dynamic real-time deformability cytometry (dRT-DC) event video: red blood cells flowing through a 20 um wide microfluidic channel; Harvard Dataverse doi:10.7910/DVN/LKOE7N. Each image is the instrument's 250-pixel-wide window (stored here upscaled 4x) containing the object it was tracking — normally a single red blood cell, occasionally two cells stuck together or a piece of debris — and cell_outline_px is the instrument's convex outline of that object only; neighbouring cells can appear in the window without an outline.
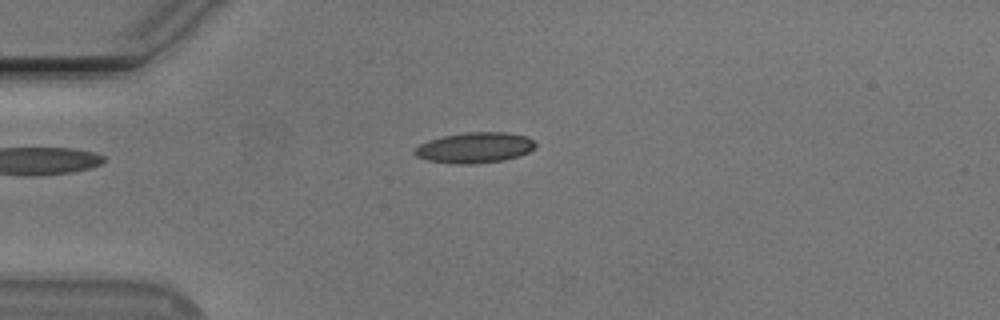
{"species": "Egyptian fruit bat (a non-hibernating species)", "species_latin": "Rousettus aegyptiacus", "temperature_condition": "cold", "stored_images_in_passage": 41, "camera_frame_rate_fps": 3000, "um_per_image_px": 0.085, "animal": {"sex": "male"}, "frame": {"image": 1, "passage_image": 1, "time_ms": 0.0, "image_size_px": [1000, 320], "cell_outline_px": [[536, 148], [520, 156], [504, 160], [472, 164], [460, 164], [428, 160], [416, 156], [412, 152], [420, 144], [428, 140], [444, 136], [464, 132], [508, 132], [528, 136], [536, 144]], "centroid_in_image_um": [40.39, 12.54], "position_along_channel_um": 44.6, "area_um2": 21.62}}
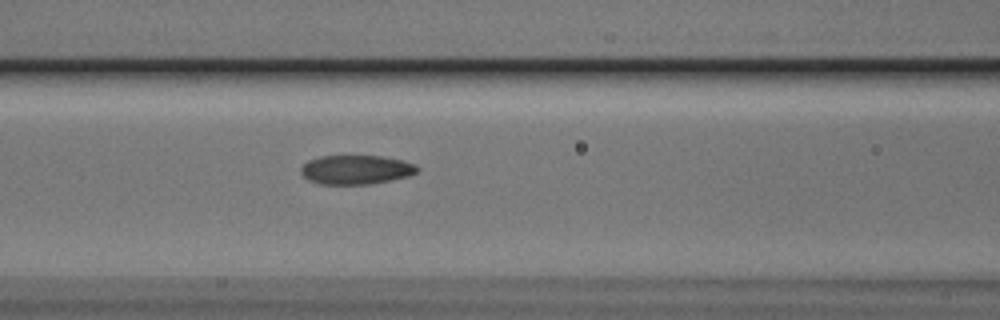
{"frame": {"image": 2, "passage_image": 10, "time_ms": 3.0, "image_size_px": [1000, 320], "cell_outline_px": [[420, 168], [416, 172], [408, 176], [392, 180], [372, 184], [320, 184], [308, 180], [300, 172], [300, 168], [308, 160], [320, 156], [380, 156], [404, 160], [416, 164]], "centroid_in_image_um": [30.28, 14.42], "position_along_channel_um": 136.3, "area_um2": 19.88}}
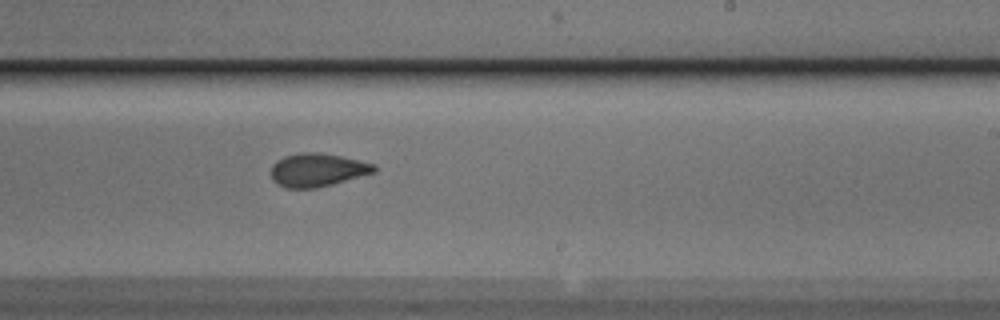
{"frame": {"image": 3, "passage_image": 20, "time_ms": 6.333, "image_size_px": [1000, 320], "cell_outline_px": [[376, 172], [332, 184], [316, 188], [284, 188], [276, 184], [272, 180], [272, 164], [276, 160], [284, 156], [300, 152], [320, 152], [340, 156], [376, 164]], "centroid_in_image_um": [26.96, 14.44], "position_along_channel_um": 262.0, "area_um2": 20.11}, "authors_computed_cell_mechanics": {"area_um2": 20.0566, "velocity_mm_per_s": 3.7753, "shape_relaxation_time_tau1_ms": 4.8748, "shape_relaxation_time_tau2_ms": 2.1834, "deformation_change_tau1": 0.142, "deformation_change_tau2": 0.0754}}